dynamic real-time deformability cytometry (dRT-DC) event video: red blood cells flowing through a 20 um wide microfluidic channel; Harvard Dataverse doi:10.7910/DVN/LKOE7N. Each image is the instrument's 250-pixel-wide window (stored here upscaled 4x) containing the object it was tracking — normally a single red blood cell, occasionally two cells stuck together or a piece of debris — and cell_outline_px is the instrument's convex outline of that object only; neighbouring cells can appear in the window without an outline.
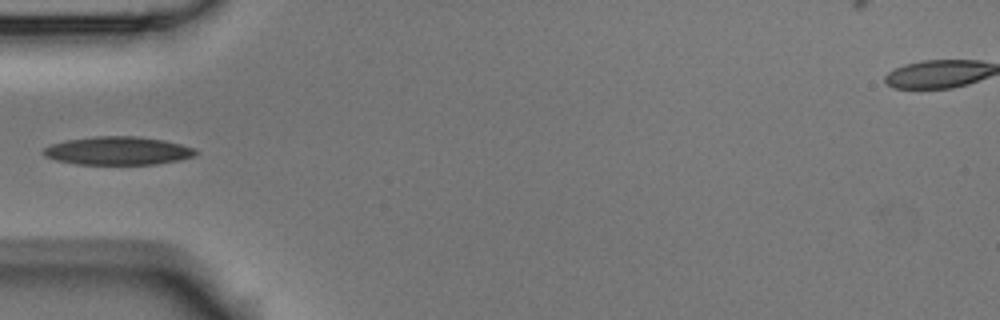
{"species": "Egyptian fruit bat (a non-hibernating species)", "species_latin": "Rousettus aegyptiacus", "temperature_condition": "room temperature", "stored_images_in_passage": 37, "camera_frame_rate_fps": 3000, "um_per_image_px": 0.085, "animal": {"sex": "male"}, "frame": {"image": 1, "passage_image": 1, "time_ms": 0.0, "image_size_px": [1000, 320], "cell_outline_px": [[200, 152], [196, 156], [180, 160], [156, 164], [76, 164], [56, 160], [44, 156], [40, 152], [44, 148], [52, 144], [68, 140], [96, 136], [132, 136], [164, 140], [196, 148]], "centroid_in_image_um": [10.06, 12.82], "position_along_channel_um": 74.9, "area_um2": 25.14}}
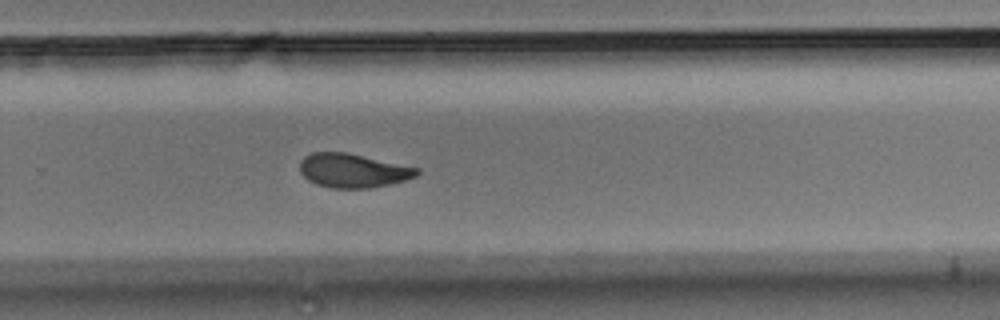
{"frame": {"image": 2, "passage_image": 19, "time_ms": 6.0, "image_size_px": [1000, 320], "cell_outline_px": [[420, 172], [416, 176], [404, 180], [388, 184], [368, 188], [332, 188], [316, 184], [308, 180], [300, 172], [300, 160], [304, 156], [312, 152], [348, 152], [420, 168]], "centroid_in_image_um": [29.99, 14.48], "position_along_channel_um": 299.8, "area_um2": 23.24}}
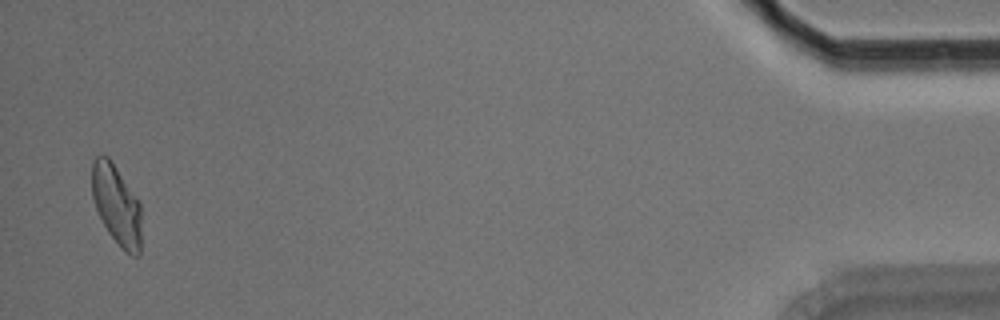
{"frame": {"image": 3, "passage_image": 36, "time_ms": 11.667, "image_size_px": [1000, 320], "cell_outline_px": [[140, 256], [132, 256], [124, 252], [108, 232], [96, 208], [92, 196], [92, 160], [96, 156], [108, 156], [112, 160], [140, 200]], "centroid_in_image_um": [9.92, 17.4], "position_along_channel_um": 425.3, "area_um2": 23.29}}